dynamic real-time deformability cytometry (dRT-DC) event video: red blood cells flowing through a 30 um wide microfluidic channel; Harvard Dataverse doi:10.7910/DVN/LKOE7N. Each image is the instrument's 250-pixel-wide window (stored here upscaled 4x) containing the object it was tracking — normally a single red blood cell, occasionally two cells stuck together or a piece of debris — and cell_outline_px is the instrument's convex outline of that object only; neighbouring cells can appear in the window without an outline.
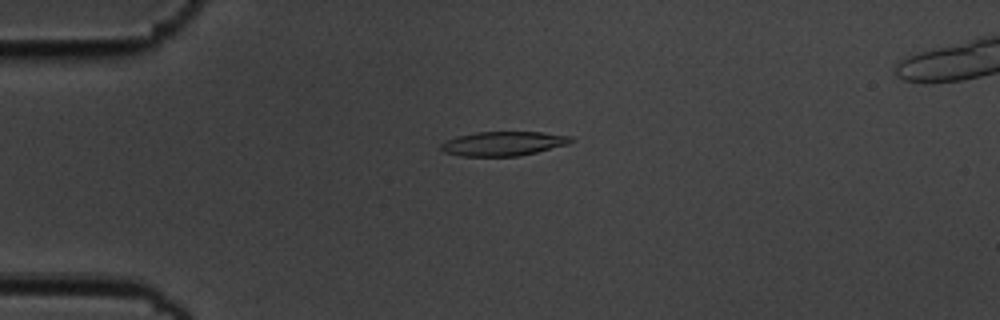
{"species": "common noctule bat (a hibernating species)", "species_latin": "Nyctalus noctula", "temperature_condition": "cold", "stored_images_in_passage": 3, "camera_frame_rate_fps": 3000, "um_per_image_px": 0.085, "animal": {"sex": "male", "body_mass_g": 19.5, "forearm_length_mm": 54.6}, "frame": {"image": 1, "passage_image": 2, "time_ms": 0.333, "image_size_px": [1000, 320], "cell_outline_px": [[572, 140], [568, 144], [536, 152], [516, 156], [460, 156], [444, 152], [440, 148], [440, 144], [456, 136], [476, 132], [540, 132], [572, 136]], "centroid_in_image_um": [42.75, 12.2], "position_along_channel_um": 42.3, "area_um2": 18.26}}